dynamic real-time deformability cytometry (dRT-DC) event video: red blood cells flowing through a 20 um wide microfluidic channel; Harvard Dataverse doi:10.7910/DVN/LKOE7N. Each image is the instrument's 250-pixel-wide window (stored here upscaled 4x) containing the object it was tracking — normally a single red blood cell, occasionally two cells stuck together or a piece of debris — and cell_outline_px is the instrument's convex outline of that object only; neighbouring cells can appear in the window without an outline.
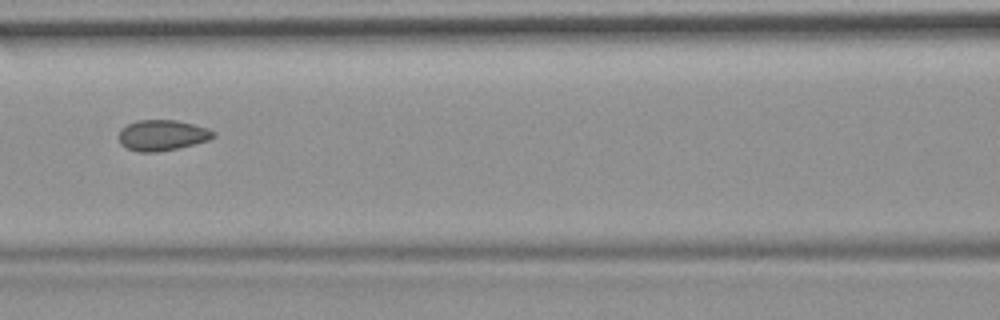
{"species": "common noctule bat (a hibernating species)", "species_latin": "Nyctalus noctula", "temperature_condition": "room temperature", "stored_images_in_passage": 9, "camera_frame_rate_fps": 3000, "um_per_image_px": 0.085, "animal": {"sex": "female", "body_mass_g": 19.9}, "frame": {"image": 1, "passage_image": 7, "time_ms": 8.0, "image_size_px": [1000, 320], "cell_outline_px": [[216, 136], [208, 140], [176, 148], [156, 152], [136, 152], [120, 144], [120, 132], [128, 124], [136, 120], [176, 120], [192, 124], [216, 132]], "centroid_in_image_um": [13.78, 11.5], "position_along_channel_um": 152.8, "area_um2": 16.59}}